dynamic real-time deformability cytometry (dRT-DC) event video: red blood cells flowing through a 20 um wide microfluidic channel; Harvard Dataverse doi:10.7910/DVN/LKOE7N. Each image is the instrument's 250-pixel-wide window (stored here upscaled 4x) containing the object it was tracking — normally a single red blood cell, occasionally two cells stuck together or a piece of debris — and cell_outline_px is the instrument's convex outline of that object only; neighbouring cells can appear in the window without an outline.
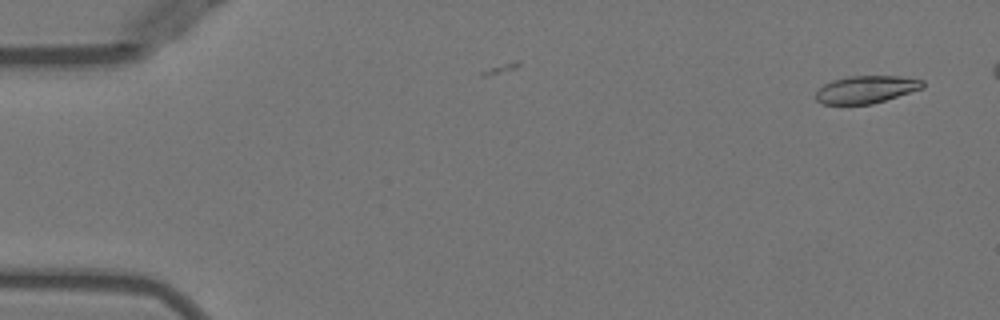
{"species": "Egyptian fruit bat (a non-hibernating species)", "species_latin": "Rousettus aegyptiacus", "temperature_condition": "warm", "stored_images_in_passage": 5, "camera_frame_rate_fps": 3000, "um_per_image_px": 0.085, "animal": {"sex": "female"}, "frame": {"image": 1, "passage_image": 2, "time_ms": 0.333, "image_size_px": [1000, 320], "cell_outline_px": [[924, 88], [872, 104], [824, 104], [816, 100], [816, 88], [832, 80], [848, 76], [900, 76], [924, 80]], "centroid_in_image_um": [73.61, 7.59], "position_along_channel_um": 11.4, "area_um2": 17.22}}